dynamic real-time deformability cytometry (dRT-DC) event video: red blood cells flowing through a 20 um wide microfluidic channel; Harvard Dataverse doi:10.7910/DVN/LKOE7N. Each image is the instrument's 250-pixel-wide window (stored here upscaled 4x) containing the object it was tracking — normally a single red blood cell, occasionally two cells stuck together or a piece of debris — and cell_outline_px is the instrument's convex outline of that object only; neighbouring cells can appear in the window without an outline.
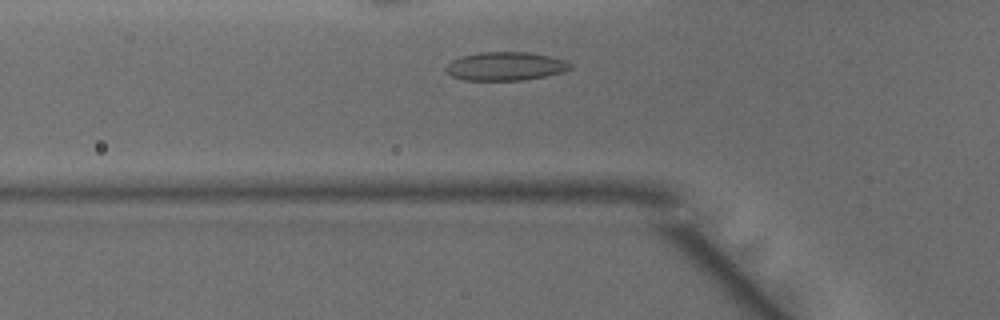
{"species": "common noctule bat (a hibernating species)", "species_latin": "Nyctalus noctula", "temperature_condition": "warm", "stored_images_in_passage": 34, "camera_frame_rate_fps": 3000, "um_per_image_px": 0.085, "animal": {"sex": "male", "body_mass_g": 15.6}, "frame": {"image": 1, "passage_image": 6, "time_ms": 1.667, "image_size_px": [1000, 320], "cell_outline_px": [[572, 68], [564, 72], [524, 80], [464, 80], [452, 76], [444, 68], [452, 60], [460, 56], [484, 52], [528, 52], [568, 60], [572, 64]], "centroid_in_image_um": [43.0, 5.63], "position_along_channel_um": 82.8, "area_um2": 20.69}}
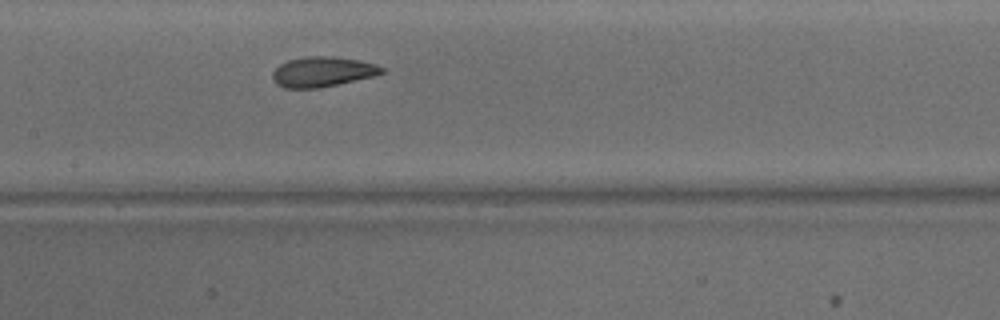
{"frame": {"image": 2, "passage_image": 13, "time_ms": 4.0, "image_size_px": [1000, 320], "cell_outline_px": [[384, 72], [376, 76], [316, 88], [284, 88], [276, 84], [272, 80], [272, 72], [280, 64], [288, 60], [304, 56], [324, 56], [360, 60], [376, 64], [384, 68]], "centroid_in_image_um": [27.4, 6.1], "position_along_channel_um": 180.0, "area_um2": 19.13}}
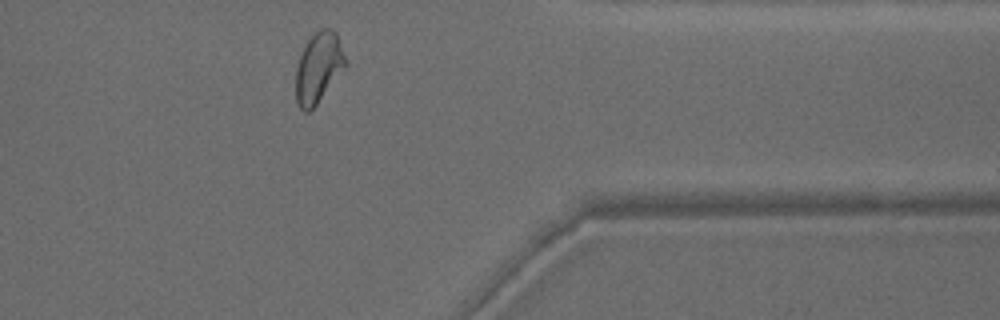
{"frame": {"image": 3, "passage_image": 29, "time_ms": 9.333, "image_size_px": [1000, 320], "cell_outline_px": [[348, 64], [316, 104], [308, 112], [304, 112], [296, 104], [296, 68], [300, 56], [312, 32], [320, 28], [332, 28], [336, 32], [348, 60]], "centroid_in_image_um": [27.09, 5.71], "position_along_channel_um": 384.3, "area_um2": 20.52}, "authors_computed_cell_mechanics": {"area_um2": 19.4786, "velocity_mm_per_s": 4.1236, "shape_relaxation_time_tau1_ms": 7.4123, "shape_relaxation_time_tau2_ms": 0.939, "deformation_change_tau1": 0.1789, "deformation_change_tau2": 0.0572}}